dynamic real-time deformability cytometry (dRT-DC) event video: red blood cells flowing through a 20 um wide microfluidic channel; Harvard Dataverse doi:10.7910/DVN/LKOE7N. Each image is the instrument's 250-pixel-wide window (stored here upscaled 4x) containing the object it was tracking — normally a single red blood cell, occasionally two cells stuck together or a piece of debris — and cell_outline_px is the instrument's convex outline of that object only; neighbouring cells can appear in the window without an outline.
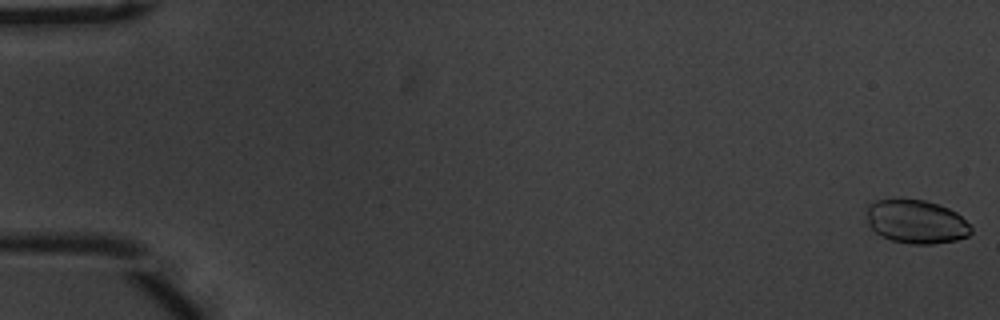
{"species": "common noctule bat (a hibernating species)", "species_latin": "Nyctalus noctula", "temperature_condition": "warm", "stored_images_in_passage": 57, "camera_frame_rate_fps": 3000, "um_per_image_px": 0.085, "animal": {"sex": "male", "body_mass_g": 20.1, "forearm_length_mm": 53.5}, "frame": {"image": 1, "passage_image": 1, "time_ms": 0.0, "image_size_px": [1000, 320], "cell_outline_px": [[972, 232], [968, 236], [956, 240], [932, 244], [908, 244], [892, 240], [876, 232], [868, 224], [868, 204], [876, 200], [924, 200], [948, 208], [956, 212], [972, 228]], "centroid_in_image_um": [77.9, 18.86], "position_along_channel_um": 7.1, "area_um2": 26.13}}
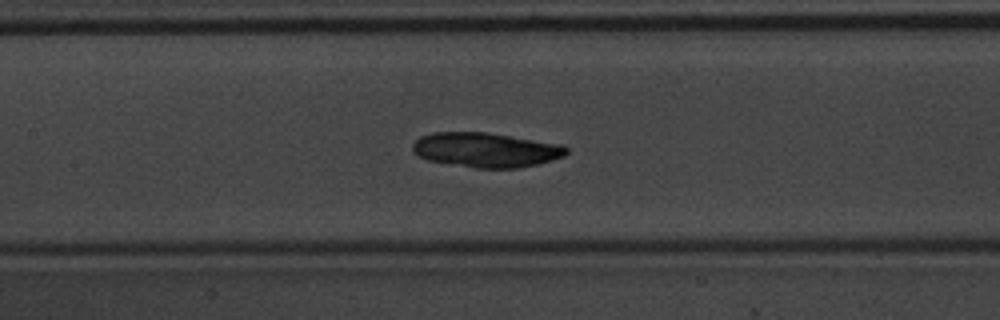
{"frame": {"image": 2, "passage_image": 27, "time_ms": 8.667, "image_size_px": [1000, 320], "cell_outline_px": [[568, 152], [564, 156], [552, 160], [520, 168], [476, 168], [428, 160], [412, 152], [412, 144], [420, 136], [432, 132], [488, 132], [560, 144], [568, 148]], "centroid_in_image_um": [41.29, 12.73], "position_along_channel_um": 166.1, "area_um2": 31.04}}
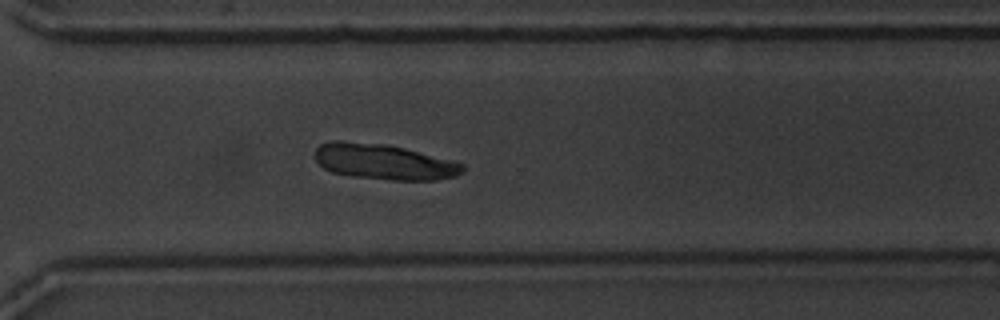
{"frame": {"image": 3, "passage_image": 41, "time_ms": 13.333, "image_size_px": [1000, 320], "cell_outline_px": [[464, 172], [456, 176], [436, 180], [392, 180], [348, 176], [332, 172], [324, 168], [316, 160], [316, 148], [320, 144], [332, 140], [340, 140], [384, 144], [404, 148], [464, 164]], "centroid_in_image_um": [32.61, 13.76], "position_along_channel_um": 338.0, "area_um2": 30.52}}